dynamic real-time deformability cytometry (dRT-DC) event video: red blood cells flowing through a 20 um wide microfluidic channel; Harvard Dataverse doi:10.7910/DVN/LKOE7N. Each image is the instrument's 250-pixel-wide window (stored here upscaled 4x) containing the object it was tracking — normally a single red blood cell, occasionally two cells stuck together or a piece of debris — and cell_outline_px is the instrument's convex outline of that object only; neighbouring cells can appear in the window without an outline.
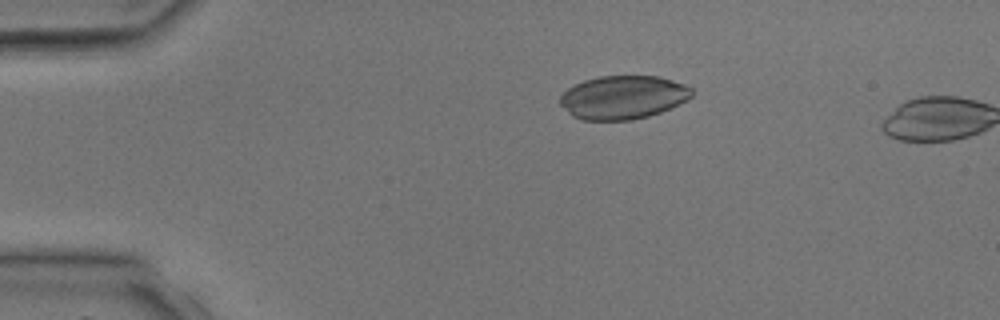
{"species": "common noctule bat (a hibernating species)", "species_latin": "Nyctalus noctula", "temperature_condition": "room temperature", "stored_images_in_passage": 3, "camera_frame_rate_fps": 3000, "um_per_image_px": 0.085, "animal": {"sex": "male", "body_mass_g": 17.9, "forearm_length_mm": 54.2}, "frame": {"image": 1, "passage_image": 2, "time_ms": 1.0, "image_size_px": [1000, 320], "cell_outline_px": [[696, 92], [688, 100], [680, 104], [660, 112], [648, 116], [632, 120], [580, 120], [572, 116], [560, 104], [560, 96], [568, 88], [584, 80], [600, 76], [660, 76], [684, 84], [692, 88]], "centroid_in_image_um": [52.99, 8.27], "position_along_channel_um": 32.0, "area_um2": 33.58}}